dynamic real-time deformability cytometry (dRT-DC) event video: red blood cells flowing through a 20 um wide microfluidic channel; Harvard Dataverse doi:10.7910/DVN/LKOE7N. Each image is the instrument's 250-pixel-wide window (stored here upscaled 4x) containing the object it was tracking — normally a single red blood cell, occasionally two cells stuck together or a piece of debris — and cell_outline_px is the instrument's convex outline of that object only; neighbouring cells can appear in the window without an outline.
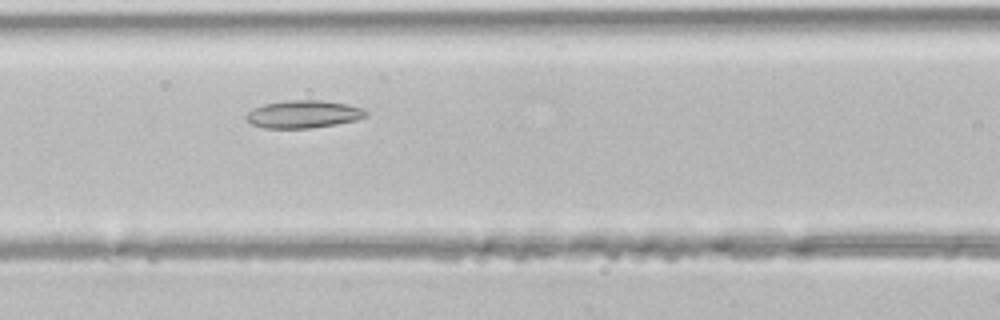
{"species": "common noctule bat (a hibernating species)", "species_latin": "Nyctalus noctula", "temperature_condition": "room temperature", "stored_images_in_passage": 29, "camera_frame_rate_fps": 3000, "um_per_image_px": 0.085, "animal": {"sex": "male", "body_mass_g": 21.5, "forearm_length_mm": 52.0}, "frame": {"image": 1, "passage_image": 8, "time_ms": 2.333, "image_size_px": [1000, 320], "cell_outline_px": [[368, 116], [356, 120], [336, 124], [312, 128], [264, 128], [252, 124], [244, 116], [252, 108], [264, 104], [288, 100], [324, 100], [348, 104], [364, 108], [368, 112]], "centroid_in_image_um": [25.82, 9.7], "position_along_channel_um": 140.8, "area_um2": 19.48}}
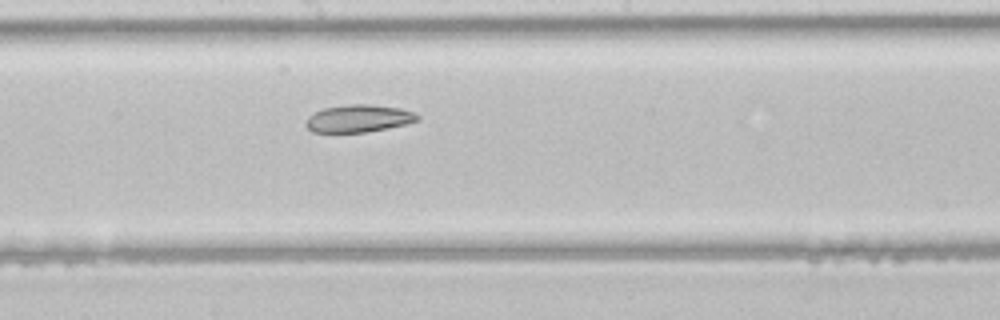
{"frame": {"image": 2, "passage_image": 13, "time_ms": 4.0, "image_size_px": [1000, 320], "cell_outline_px": [[420, 120], [404, 124], [364, 132], [312, 132], [304, 124], [304, 120], [308, 116], [324, 108], [348, 104], [368, 104], [400, 108], [412, 112], [420, 116]], "centroid_in_image_um": [30.44, 10.06], "position_along_channel_um": 217.8, "area_um2": 17.69}}
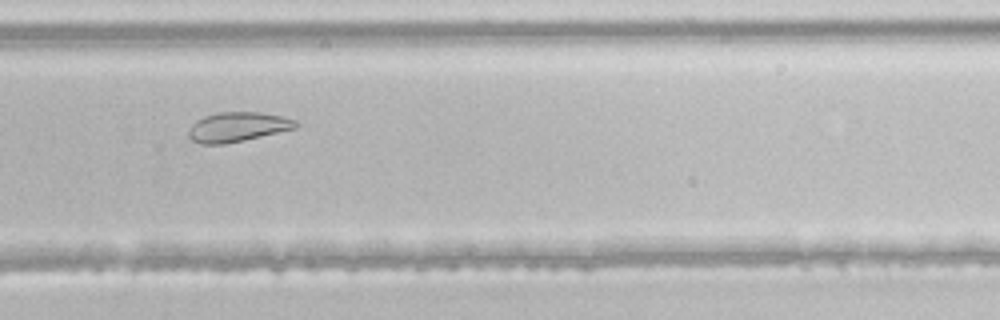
{"frame": {"image": 3, "passage_image": 19, "time_ms": 6.0, "image_size_px": [1000, 320], "cell_outline_px": [[300, 124], [296, 128], [244, 140], [224, 144], [200, 144], [192, 140], [188, 136], [188, 132], [192, 124], [196, 120], [204, 116], [216, 112], [260, 112], [280, 116], [296, 120]], "centroid_in_image_um": [20.18, 10.78], "position_along_channel_um": 309.6, "area_um2": 18.5}}